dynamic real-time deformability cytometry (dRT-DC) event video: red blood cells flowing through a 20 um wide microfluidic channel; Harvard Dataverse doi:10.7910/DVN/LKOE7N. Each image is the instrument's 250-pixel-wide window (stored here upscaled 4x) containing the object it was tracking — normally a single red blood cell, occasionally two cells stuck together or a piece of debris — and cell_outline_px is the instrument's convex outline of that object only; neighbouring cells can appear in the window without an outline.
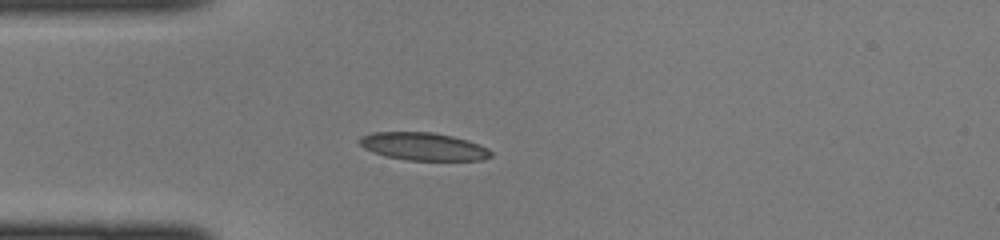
{"species": "common noctule bat (a hibernating species)", "species_latin": "Nyctalus noctula", "temperature_condition": "cold", "stored_images_in_passage": 44, "camera_frame_rate_fps": 3000, "um_per_image_px": 0.085, "animal": {"sex": "female", "body_mass_g": 22.0, "forearm_length_mm": 56.7}, "frame": {"image": 1, "passage_image": 11, "time_ms": 3.333, "image_size_px": [1000, 240], "cell_outline_px": [[492, 156], [484, 160], [408, 160], [388, 156], [372, 152], [364, 148], [360, 144], [360, 136], [372, 132], [432, 132], [452, 136], [468, 140], [480, 144], [488, 148], [492, 152]], "centroid_in_image_um": [36.02, 12.44], "position_along_channel_um": 49.0, "area_um2": 21.27}}
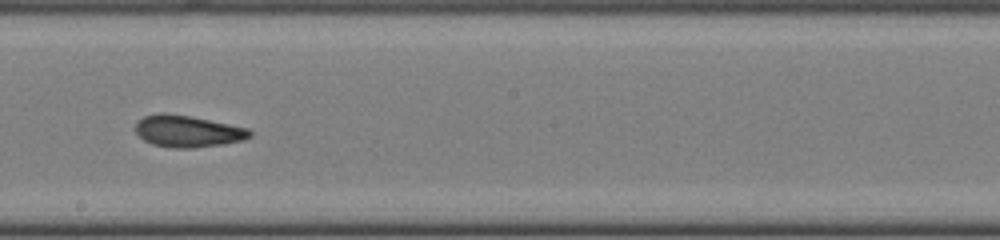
{"frame": {"image": 2, "passage_image": 24, "time_ms": 7.667, "image_size_px": [1000, 240], "cell_outline_px": [[252, 136], [244, 140], [224, 144], [192, 148], [172, 148], [152, 144], [144, 140], [136, 132], [136, 124], [144, 116], [160, 112], [164, 112], [188, 116], [248, 128], [252, 132]], "centroid_in_image_um": [15.96, 11.16], "position_along_channel_um": 232.2, "area_um2": 21.04}}
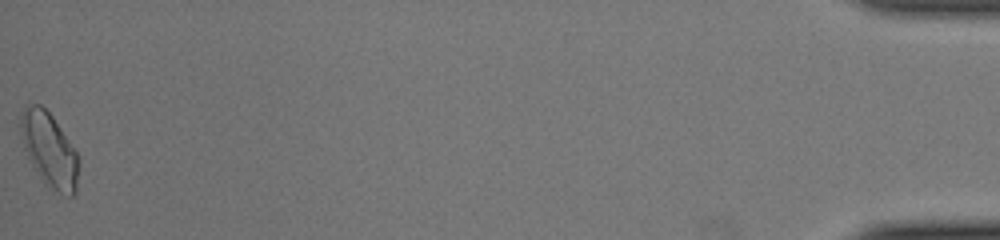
{"frame": {"image": 3, "passage_image": 44, "time_ms": 14.333, "image_size_px": [1000, 240], "cell_outline_px": [[80, 164], [76, 192], [72, 196], [68, 196], [48, 188], [44, 184], [32, 164], [24, 148], [20, 128], [20, 112], [24, 104], [40, 104], [52, 116], [76, 152]], "centroid_in_image_um": [4.18, 12.74], "position_along_channel_um": 431.0, "area_um2": 25.14}}